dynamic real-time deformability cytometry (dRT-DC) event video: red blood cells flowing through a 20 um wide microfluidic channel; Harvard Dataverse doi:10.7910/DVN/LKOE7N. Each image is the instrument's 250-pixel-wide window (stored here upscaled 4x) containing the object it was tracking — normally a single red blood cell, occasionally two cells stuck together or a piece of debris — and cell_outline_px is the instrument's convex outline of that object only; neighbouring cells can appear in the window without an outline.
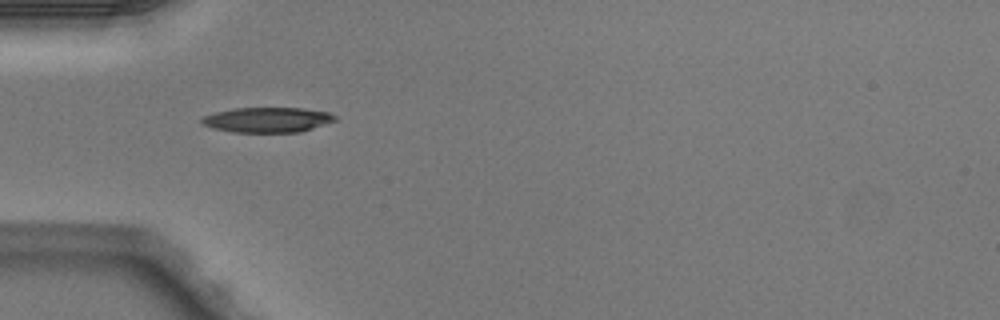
{"species": "Egyptian fruit bat (a non-hibernating species)", "species_latin": "Rousettus aegyptiacus", "temperature_condition": "warm", "stored_images_in_passage": 8, "camera_frame_rate_fps": 3000, "um_per_image_px": 0.085, "animal": {"sex": "male"}, "frame": {"image": 1, "passage_image": 5, "time_ms": 1.333, "image_size_px": [1000, 320], "cell_outline_px": [[336, 120], [300, 132], [232, 132], [212, 128], [204, 124], [200, 120], [204, 116], [216, 112], [232, 108], [300, 108], [328, 112], [336, 116]], "centroid_in_image_um": [22.71, 10.18], "position_along_channel_um": 62.3, "area_um2": 19.31}}
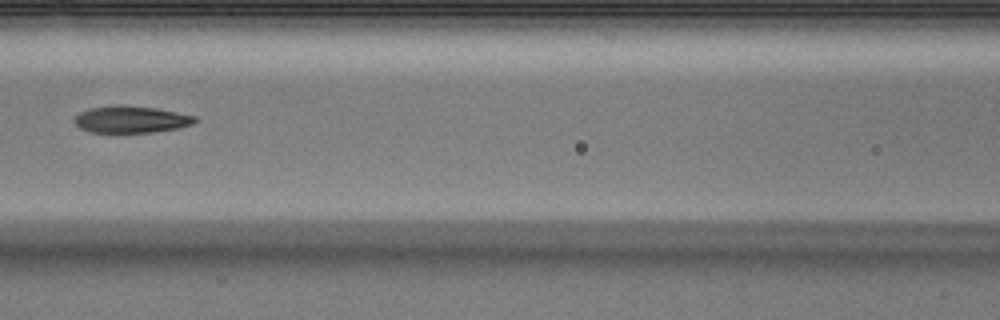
{"frame": {"image": 2, "passage_image": 7, "time_ms": 2.0, "image_size_px": [1000, 320], "cell_outline_px": [[200, 120], [192, 124], [180, 128], [152, 132], [88, 132], [80, 128], [76, 124], [76, 116], [80, 112], [88, 108], [112, 104], [124, 104], [156, 108], [196, 116]], "centroid_in_image_um": [11.16, 10.13], "position_along_channel_um": 155.4, "area_um2": 19.13}}
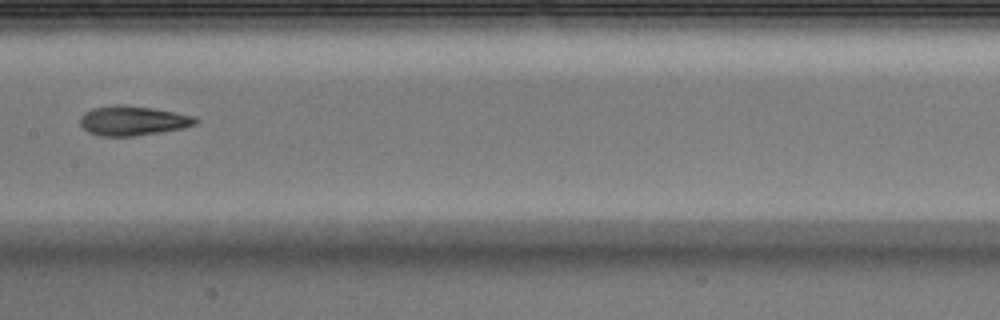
{"frame": {"image": 3, "passage_image": 8, "time_ms": 2.333, "image_size_px": [1000, 320], "cell_outline_px": [[200, 120], [196, 124], [184, 128], [132, 136], [100, 136], [88, 132], [80, 124], [80, 116], [84, 112], [92, 108], [116, 104], [124, 104], [152, 108], [196, 116]], "centroid_in_image_um": [11.29, 10.25], "position_along_channel_um": 196.1, "area_um2": 20.0}}